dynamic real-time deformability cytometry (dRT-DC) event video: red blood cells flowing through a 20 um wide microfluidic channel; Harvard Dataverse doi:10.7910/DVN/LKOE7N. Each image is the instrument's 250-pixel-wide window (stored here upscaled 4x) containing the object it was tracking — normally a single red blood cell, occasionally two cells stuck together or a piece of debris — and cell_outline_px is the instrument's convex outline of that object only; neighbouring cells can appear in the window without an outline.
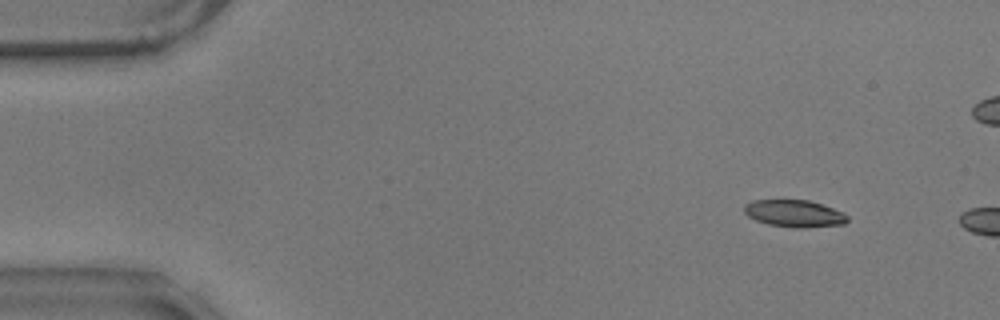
{"species": "common noctule bat (a hibernating species)", "species_latin": "Nyctalus noctula", "temperature_condition": "warm", "stored_images_in_passage": 5, "camera_frame_rate_fps": 3000, "um_per_image_px": 0.085, "animal": {"sex": "male", "body_mass_g": 17.9}, "frame": {"image": 1, "passage_image": 1, "time_ms": 0.0, "image_size_px": [1000, 320], "cell_outline_px": [[848, 220], [844, 224], [800, 228], [796, 228], [768, 224], [756, 220], [748, 216], [744, 212], [744, 204], [752, 200], [808, 200], [844, 212], [848, 216]], "centroid_in_image_um": [67.51, 18.14], "position_along_channel_um": 17.5, "area_um2": 16.24}}